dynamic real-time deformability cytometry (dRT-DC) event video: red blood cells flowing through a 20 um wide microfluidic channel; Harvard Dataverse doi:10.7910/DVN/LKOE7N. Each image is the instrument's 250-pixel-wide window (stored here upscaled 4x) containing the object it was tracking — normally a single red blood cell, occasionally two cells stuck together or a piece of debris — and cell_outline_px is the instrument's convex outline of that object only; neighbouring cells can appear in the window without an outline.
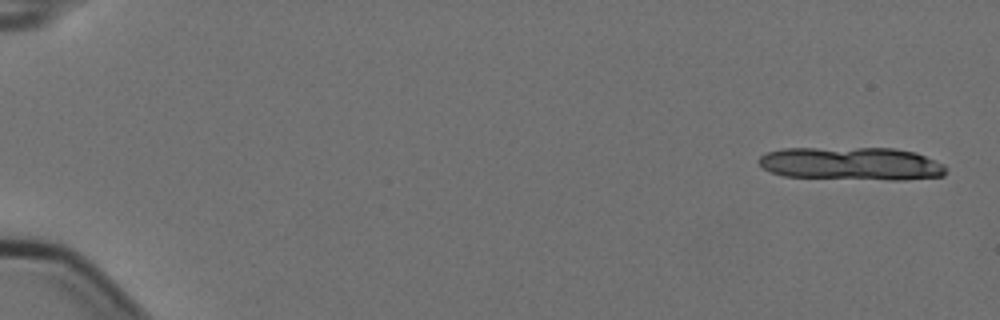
{"species": "Egyptian fruit bat (a non-hibernating species)", "species_latin": "Rousettus aegyptiacus", "temperature_condition": "cold", "stored_images_in_passage": 5, "camera_frame_rate_fps": 3000, "um_per_image_px": 0.085, "animal": {"sex": "female"}, "frame": {"image": 1, "passage_image": 1, "time_ms": 0.0, "image_size_px": [1000, 320], "cell_outline_px": [[948, 168], [944, 176], [904, 180], [888, 180], [784, 176], [772, 172], [764, 168], [756, 160], [760, 156], [768, 152], [784, 148], [896, 148], [916, 152], [944, 164]], "centroid_in_image_um": [72.43, 13.91], "position_along_channel_um": 12.6, "area_um2": 36.36}}